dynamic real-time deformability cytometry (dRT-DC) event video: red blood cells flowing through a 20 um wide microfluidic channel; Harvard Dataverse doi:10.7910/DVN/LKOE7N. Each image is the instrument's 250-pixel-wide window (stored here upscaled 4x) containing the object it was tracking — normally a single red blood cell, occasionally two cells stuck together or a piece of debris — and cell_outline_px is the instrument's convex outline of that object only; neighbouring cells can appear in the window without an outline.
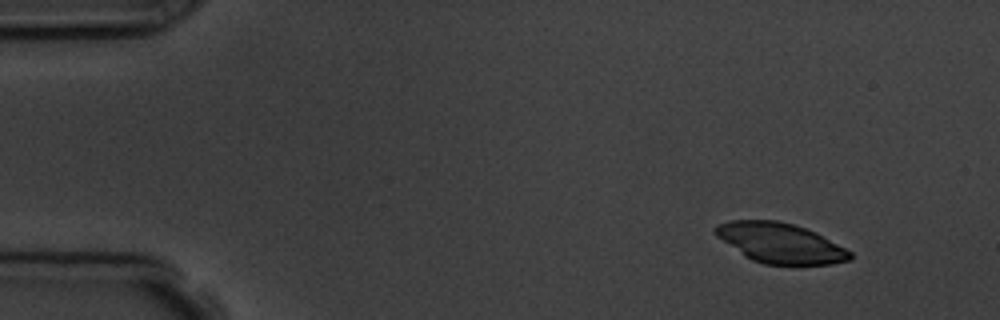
{"species": "common noctule bat (a hibernating species)", "species_latin": "Nyctalus noctula", "temperature_condition": "room temperature", "stored_images_in_passage": 3, "camera_frame_rate_fps": 3000, "um_per_image_px": 0.085, "animal": {"sex": "male", "body_mass_g": 19.5, "forearm_length_mm": 54.6}, "frame": {"image": 1, "passage_image": 1, "time_ms": 0.0, "image_size_px": [1000, 320], "cell_outline_px": [[852, 260], [832, 264], [764, 264], [752, 260], [744, 256], [716, 236], [712, 232], [712, 228], [716, 224], [728, 220], [776, 220], [792, 224], [816, 232], [852, 252]], "centroid_in_image_um": [66.28, 20.65], "position_along_channel_um": 18.7, "area_um2": 31.5}}